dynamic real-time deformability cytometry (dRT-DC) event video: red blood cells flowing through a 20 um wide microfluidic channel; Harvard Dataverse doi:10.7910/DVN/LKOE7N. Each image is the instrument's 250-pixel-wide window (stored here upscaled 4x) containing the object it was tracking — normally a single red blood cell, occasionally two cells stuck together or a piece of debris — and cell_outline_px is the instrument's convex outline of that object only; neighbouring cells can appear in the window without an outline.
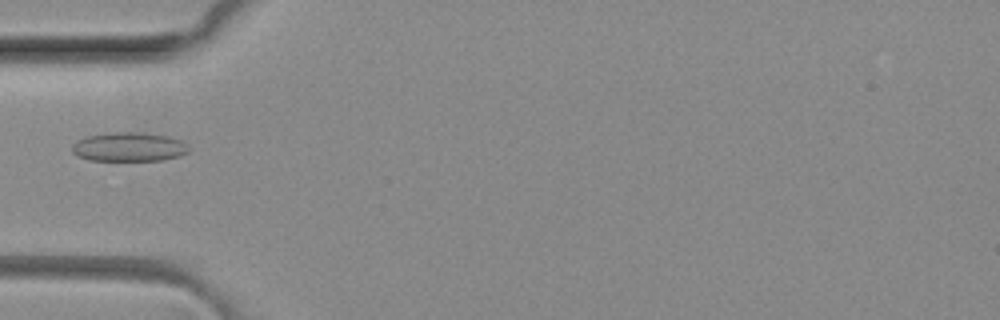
{"species": "common noctule bat (a hibernating species)", "species_latin": "Nyctalus noctula", "temperature_condition": "room temperature", "stored_images_in_passage": 6, "camera_frame_rate_fps": 3000, "um_per_image_px": 0.085, "animal": {"sex": "female", "body_mass_g": 29.2, "forearm_length_mm": 56.3}, "frame": {"image": 1, "passage_image": 4, "time_ms": 1.0, "image_size_px": [1000, 320], "cell_outline_px": [[188, 152], [180, 156], [160, 160], [88, 160], [76, 156], [72, 152], [72, 144], [76, 140], [88, 136], [112, 132], [140, 132], [168, 136], [180, 140], [188, 144]], "centroid_in_image_um": [10.94, 12.48], "position_along_channel_um": 74.1, "area_um2": 19.83}}
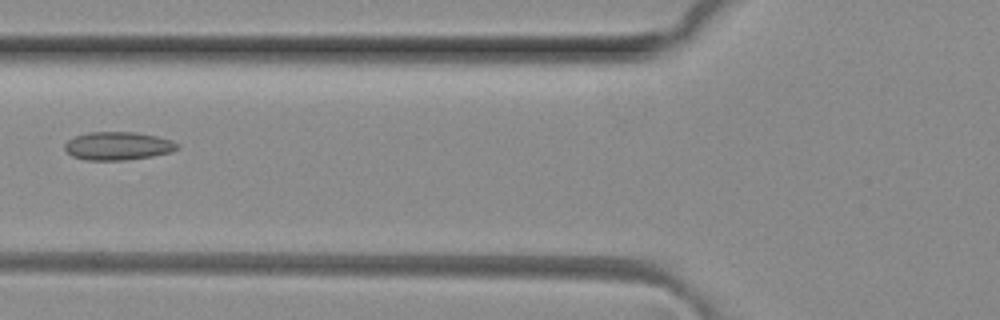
{"frame": {"image": 2, "passage_image": 5, "time_ms": 1.333, "image_size_px": [1000, 320], "cell_outline_px": [[180, 148], [172, 152], [152, 156], [128, 160], [84, 160], [72, 156], [64, 148], [64, 144], [68, 140], [76, 136], [88, 132], [136, 132], [156, 136], [172, 140], [180, 144]], "centroid_in_image_um": [10.05, 12.41], "position_along_channel_um": 115.7, "area_um2": 18.67}}
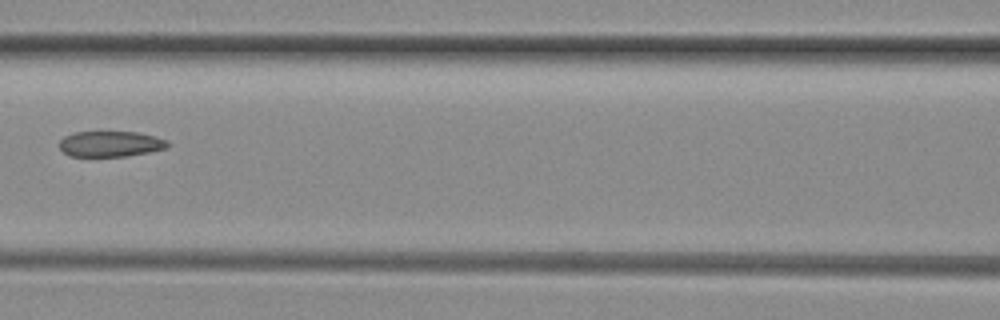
{"frame": {"image": 3, "passage_image": 6, "time_ms": 1.667, "image_size_px": [1000, 320], "cell_outline_px": [[168, 148], [152, 152], [128, 156], [68, 156], [60, 148], [60, 140], [64, 136], [76, 132], [140, 132], [156, 136], [168, 140]], "centroid_in_image_um": [9.44, 12.23], "position_along_channel_um": 157.2, "area_um2": 16.36}}